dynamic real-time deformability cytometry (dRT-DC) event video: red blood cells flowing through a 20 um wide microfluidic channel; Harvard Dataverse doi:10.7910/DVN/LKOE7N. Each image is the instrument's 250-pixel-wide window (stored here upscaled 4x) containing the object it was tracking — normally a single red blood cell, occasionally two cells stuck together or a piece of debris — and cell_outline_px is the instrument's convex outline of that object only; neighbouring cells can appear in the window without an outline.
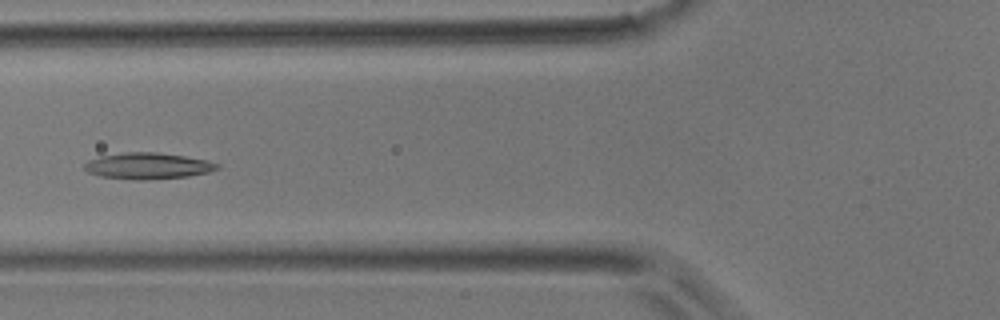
{"species": "common noctule bat (a hibernating species)", "species_latin": "Nyctalus noctula", "temperature_condition": "room temperature", "stored_images_in_passage": 5, "camera_frame_rate_fps": 3000, "um_per_image_px": 0.085, "animal": {"sex": "male", "body_mass_g": 17.9}, "frame": {"image": 1, "passage_image": 5, "time_ms": 1.333, "image_size_px": [1000, 320], "cell_outline_px": [[220, 168], [208, 172], [188, 176], [144, 180], [132, 180], [100, 176], [88, 172], [84, 168], [84, 164], [88, 160], [100, 156], [124, 152], [156, 152], [184, 156], [208, 160], [220, 164]], "centroid_in_image_um": [12.56, 14.1], "position_along_channel_um": 113.2, "area_um2": 20.4}}